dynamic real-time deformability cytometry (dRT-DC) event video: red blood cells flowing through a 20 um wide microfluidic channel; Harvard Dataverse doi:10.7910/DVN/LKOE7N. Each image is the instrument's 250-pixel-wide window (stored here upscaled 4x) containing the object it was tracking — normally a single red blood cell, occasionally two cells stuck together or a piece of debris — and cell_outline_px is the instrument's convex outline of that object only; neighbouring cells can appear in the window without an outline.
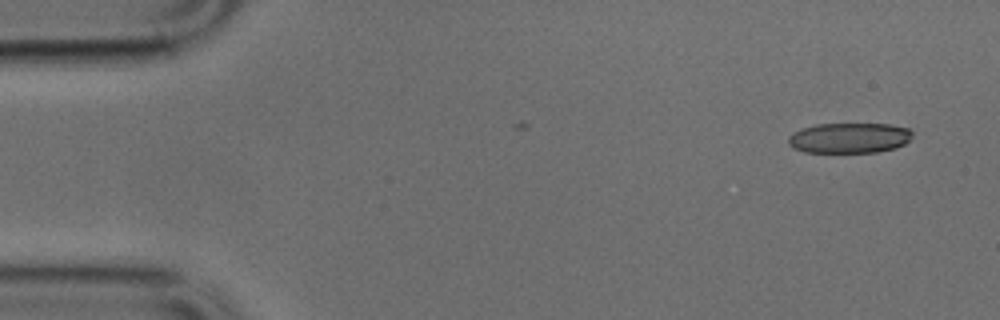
{"species": "common noctule bat (a hibernating species)", "species_latin": "Nyctalus noctula", "temperature_condition": "cold", "stored_images_in_passage": 4, "camera_frame_rate_fps": 3000, "um_per_image_px": 0.085, "animal": {"sex": "male", "body_mass_g": 17.9, "forearm_length_mm": 54.2}, "frame": {"image": 1, "passage_image": 1, "time_ms": 0.0, "image_size_px": [1000, 320], "cell_outline_px": [[912, 136], [904, 144], [896, 148], [876, 152], [804, 152], [792, 148], [788, 144], [788, 136], [792, 132], [816, 124], [888, 124], [908, 128], [912, 132]], "centroid_in_image_um": [72.16, 11.73], "position_along_channel_um": 12.8, "area_um2": 21.96}}